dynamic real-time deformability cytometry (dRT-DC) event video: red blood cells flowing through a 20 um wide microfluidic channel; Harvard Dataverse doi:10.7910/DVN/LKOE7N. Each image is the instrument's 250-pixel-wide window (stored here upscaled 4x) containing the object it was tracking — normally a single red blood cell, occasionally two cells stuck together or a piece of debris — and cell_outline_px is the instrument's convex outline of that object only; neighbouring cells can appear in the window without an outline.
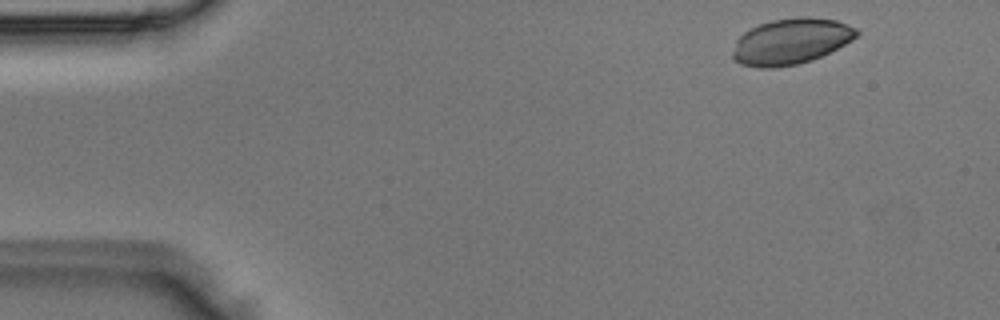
{"species": "Egyptian fruit bat (a non-hibernating species)", "species_latin": "Rousettus aegyptiacus", "temperature_condition": "room temperature", "stored_images_in_passage": 4, "camera_frame_rate_fps": 3000, "um_per_image_px": 0.085, "animal": {"sex": "male"}, "frame": {"image": 1, "passage_image": 1, "time_ms": 0.0, "image_size_px": [1000, 320], "cell_outline_px": [[860, 32], [852, 40], [812, 60], [796, 64], [776, 68], [760, 68], [740, 64], [732, 60], [732, 52], [736, 40], [744, 32], [760, 24], [772, 20], [804, 16], [808, 16], [836, 20], [856, 28]], "centroid_in_image_um": [67.2, 3.52], "position_along_channel_um": 17.8, "area_um2": 33.06}}